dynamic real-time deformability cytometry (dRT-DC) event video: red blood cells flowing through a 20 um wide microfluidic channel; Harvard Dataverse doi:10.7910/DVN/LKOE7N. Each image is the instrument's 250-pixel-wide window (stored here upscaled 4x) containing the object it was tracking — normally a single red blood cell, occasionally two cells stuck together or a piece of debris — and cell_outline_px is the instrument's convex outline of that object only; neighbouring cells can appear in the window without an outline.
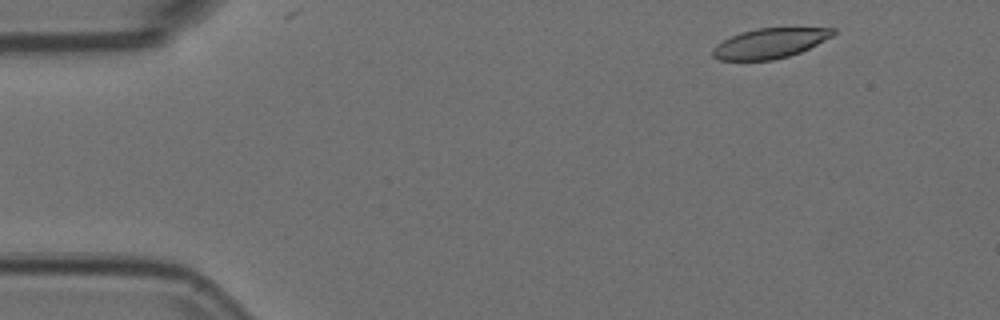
{"species": "Egyptian fruit bat (a non-hibernating species)", "species_latin": "Rousettus aegyptiacus", "temperature_condition": "room temperature", "stored_images_in_passage": 4, "camera_frame_rate_fps": 3000, "um_per_image_px": 0.085, "animal": {"sex": "female"}, "frame": {"image": 1, "passage_image": 3, "time_ms": 0.667, "image_size_px": [1000, 320], "cell_outline_px": [[836, 32], [832, 36], [800, 52], [788, 56], [772, 60], [720, 60], [712, 56], [712, 48], [716, 44], [740, 32], [756, 28], [836, 28]], "centroid_in_image_um": [65.41, 3.67], "position_along_channel_um": 19.6, "area_um2": 20.87}}